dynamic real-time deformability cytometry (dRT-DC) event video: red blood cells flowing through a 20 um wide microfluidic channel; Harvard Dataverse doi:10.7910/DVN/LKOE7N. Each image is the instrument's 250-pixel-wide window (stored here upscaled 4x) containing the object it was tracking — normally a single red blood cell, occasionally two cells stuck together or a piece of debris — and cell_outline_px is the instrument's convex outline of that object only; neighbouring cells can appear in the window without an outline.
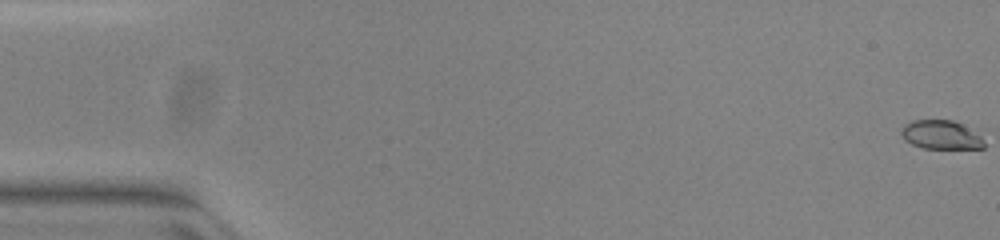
{"species": "common noctule bat (a hibernating species)", "species_latin": "Nyctalus noctula", "temperature_condition": "warm", "stored_images_in_passage": 53, "camera_frame_rate_fps": 3000, "um_per_image_px": 0.085, "animal": {"sex": "female", "body_mass_g": 23.0, "forearm_length_mm": 53.4}, "frame": {"image": 1, "passage_image": 1, "time_ms": 0.0, "image_size_px": [1000, 240], "cell_outline_px": [[984, 148], [924, 148], [912, 144], [904, 140], [900, 132], [900, 128], [904, 124], [912, 120], [952, 120], [960, 124], [980, 136], [984, 140]], "centroid_in_image_um": [79.92, 11.46], "position_along_channel_um": 5.1, "area_um2": 13.76}}
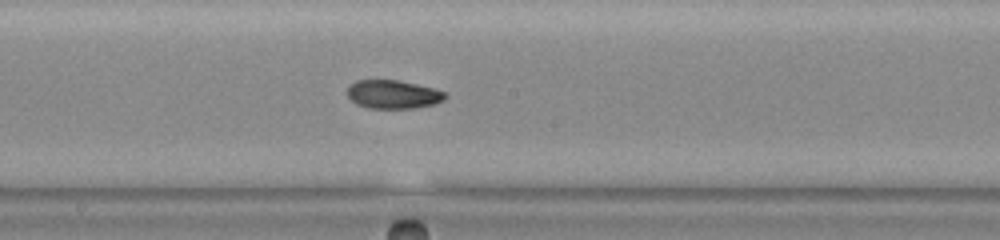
{"frame": {"image": 2, "passage_image": 29, "time_ms": 9.333, "image_size_px": [1000, 240], "cell_outline_px": [[444, 100], [432, 104], [416, 108], [368, 108], [356, 104], [348, 96], [348, 88], [356, 80], [396, 80], [416, 84], [432, 88], [444, 92]], "centroid_in_image_um": [33.38, 8.02], "position_along_channel_um": 214.8, "area_um2": 15.95}}
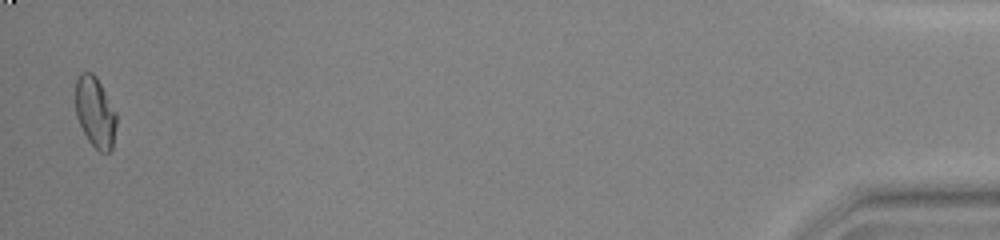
{"frame": {"image": 3, "passage_image": 52, "time_ms": 17.0, "image_size_px": [1000, 240], "cell_outline_px": [[116, 124], [112, 148], [108, 152], [100, 152], [88, 140], [76, 116], [76, 80], [80, 72], [92, 72], [96, 76], [116, 112]], "centroid_in_image_um": [8.09, 9.52], "position_along_channel_um": 427.1, "area_um2": 16.65}, "authors_computed_cell_mechanics": {"area_um2": 16.5308, "velocity_mm_per_s": 3.9885, "shape_relaxation_time_tau1_ms": 10.8495, "shape_relaxation_time_tau2_ms": 2.5255, "deformation_change_tau1": 0.248, "deformation_change_tau2": 0.0578}}